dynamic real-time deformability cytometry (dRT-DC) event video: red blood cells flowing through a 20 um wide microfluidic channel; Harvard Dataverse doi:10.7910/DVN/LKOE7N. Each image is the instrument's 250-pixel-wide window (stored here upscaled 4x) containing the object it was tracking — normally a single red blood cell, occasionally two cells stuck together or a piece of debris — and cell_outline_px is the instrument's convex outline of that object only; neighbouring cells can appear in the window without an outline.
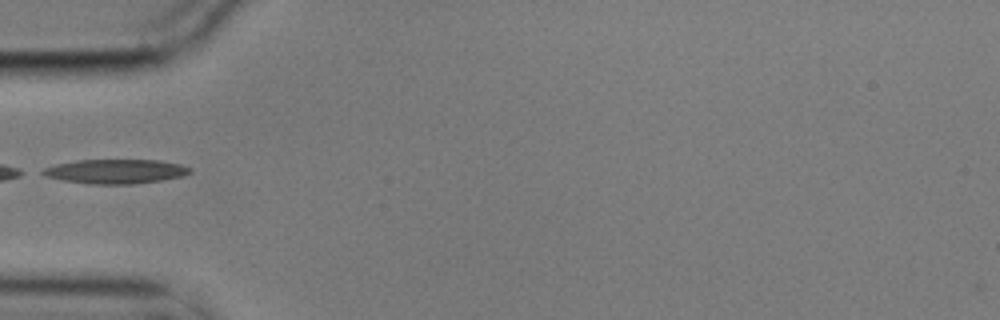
{"species": "common noctule bat (a hibernating species)", "species_latin": "Nyctalus noctula", "temperature_condition": "cold", "stored_images_in_passage": 6, "camera_frame_rate_fps": 3000, "um_per_image_px": 0.085, "animal": {"sex": "male", "body_mass_g": 17.9}, "frame": {"image": 1, "passage_image": 6, "time_ms": 1.667, "image_size_px": [1000, 320], "cell_outline_px": [[192, 172], [184, 176], [160, 180], [132, 184], [88, 184], [64, 180], [44, 176], [36, 172], [44, 168], [56, 164], [76, 160], [156, 160], [180, 164], [192, 168]], "centroid_in_image_um": [9.79, 14.57], "position_along_channel_um": 75.2, "area_um2": 20.98}}